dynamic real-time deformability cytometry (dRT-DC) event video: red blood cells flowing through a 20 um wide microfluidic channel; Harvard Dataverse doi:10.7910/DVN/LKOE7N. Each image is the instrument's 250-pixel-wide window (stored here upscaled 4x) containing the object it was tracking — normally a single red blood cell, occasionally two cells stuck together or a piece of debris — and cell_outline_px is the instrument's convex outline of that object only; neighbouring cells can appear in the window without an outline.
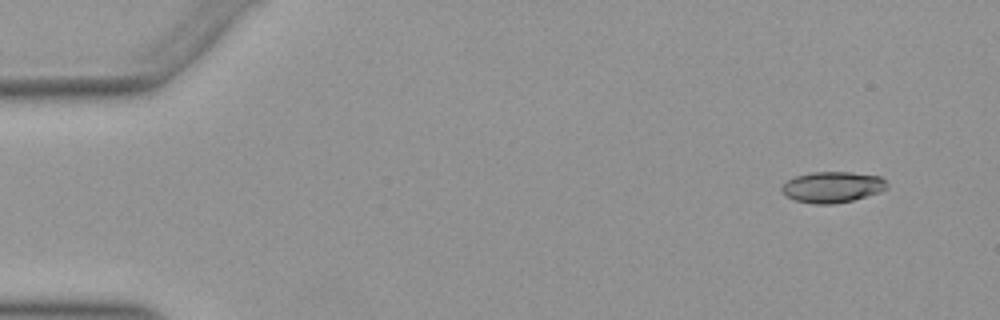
{"species": "Egyptian fruit bat (a non-hibernating species)", "species_latin": "Rousettus aegyptiacus", "temperature_condition": "warm", "stored_images_in_passage": 49, "camera_frame_rate_fps": 3000, "um_per_image_px": 0.085, "animal": {"sex": "female"}, "frame": {"image": 1, "passage_image": 1, "time_ms": 0.0, "image_size_px": [1000, 320], "cell_outline_px": [[888, 188], [880, 192], [852, 200], [832, 204], [812, 204], [796, 200], [788, 196], [780, 188], [788, 180], [796, 176], [812, 172], [852, 172], [880, 176], [888, 184]], "centroid_in_image_um": [70.79, 15.89], "position_along_channel_um": 14.2, "area_um2": 18.84}}
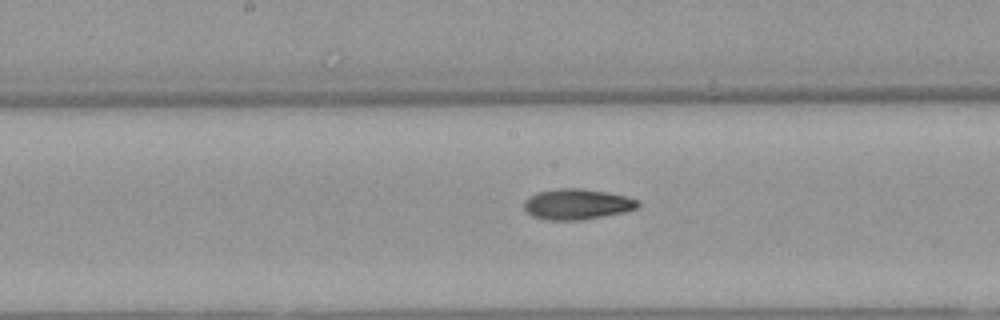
{"frame": {"image": 2, "passage_image": 24, "time_ms": 7.667, "image_size_px": [1000, 320], "cell_outline_px": [[640, 204], [636, 208], [624, 212], [604, 216], [580, 220], [548, 220], [532, 216], [524, 208], [524, 200], [528, 196], [540, 192], [556, 188], [580, 188], [604, 192], [624, 196], [640, 200]], "centroid_in_image_um": [49.03, 17.36], "position_along_channel_um": 199.2, "area_um2": 20.23}}
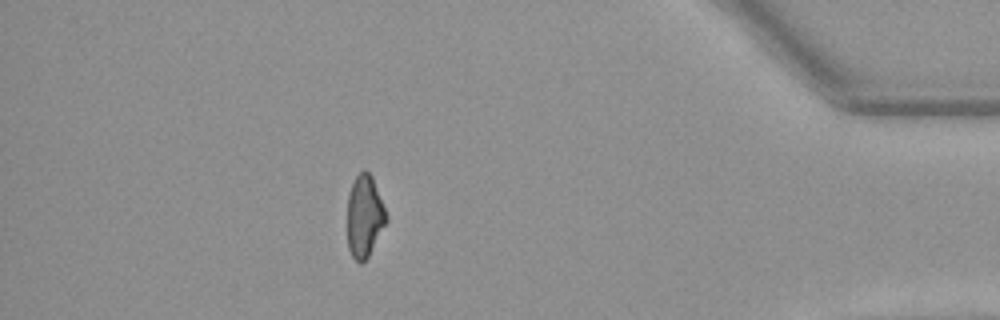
{"frame": {"image": 3, "passage_image": 43, "time_ms": 14.0, "image_size_px": [1000, 320], "cell_outline_px": [[388, 220], [368, 256], [360, 264], [352, 256], [348, 248], [348, 196], [352, 184], [356, 176], [364, 168], [372, 176], [388, 216]], "centroid_in_image_um": [30.99, 18.37], "position_along_channel_um": 404.2, "area_um2": 18.5}, "authors_computed_cell_mechanics": {"area_um2": 19.5942, "velocity_mm_per_s": 3.9552, "shape_relaxation_time_tau1_ms": null, "shape_relaxation_time_tau2_ms": 4.3565, "deformation_change_tau1": null, "deformation_change_tau2": 0.1141}}